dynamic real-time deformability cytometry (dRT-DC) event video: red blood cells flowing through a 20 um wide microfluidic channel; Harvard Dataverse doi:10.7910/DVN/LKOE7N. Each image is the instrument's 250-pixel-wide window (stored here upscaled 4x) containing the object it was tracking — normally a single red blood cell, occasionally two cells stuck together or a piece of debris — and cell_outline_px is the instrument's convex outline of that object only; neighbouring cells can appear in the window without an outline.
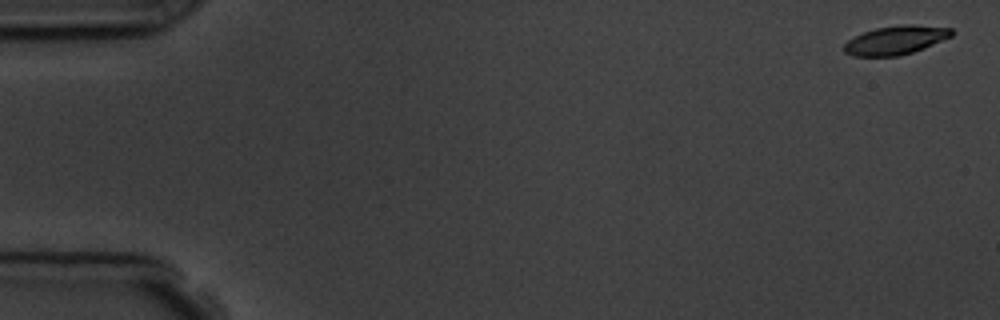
{"species": "common noctule bat (a hibernating species)", "species_latin": "Nyctalus noctula", "temperature_condition": "room temperature", "stored_images_in_passage": 4, "camera_frame_rate_fps": 3000, "um_per_image_px": 0.085, "animal": {"sex": "male", "body_mass_g": 19.5, "forearm_length_mm": 54.6}, "frame": {"image": 1, "passage_image": 1, "time_ms": 0.0, "image_size_px": [1000, 320], "cell_outline_px": [[956, 32], [952, 36], [924, 48], [900, 56], [852, 56], [844, 52], [844, 44], [848, 40], [864, 32], [876, 28], [904, 24], [912, 24], [952, 28]], "centroid_in_image_um": [76.16, 3.41], "position_along_channel_um": 8.8, "area_um2": 18.03}}